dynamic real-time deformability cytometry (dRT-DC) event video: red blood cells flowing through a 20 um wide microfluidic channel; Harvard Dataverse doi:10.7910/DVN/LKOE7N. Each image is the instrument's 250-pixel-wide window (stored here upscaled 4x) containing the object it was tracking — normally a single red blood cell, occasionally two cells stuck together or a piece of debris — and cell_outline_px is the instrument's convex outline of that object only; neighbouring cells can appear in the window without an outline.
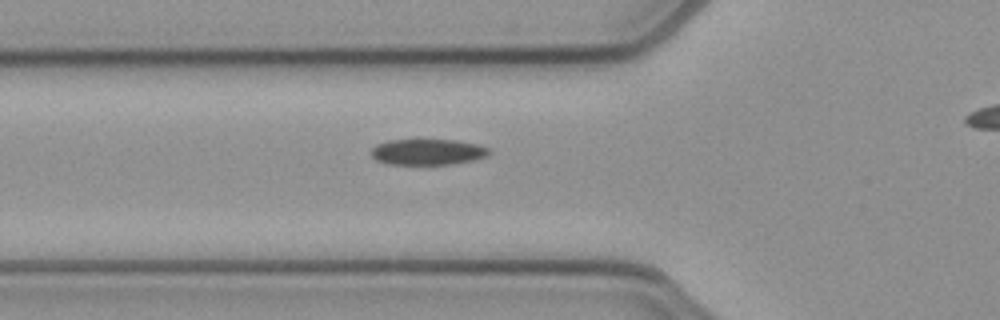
{"species": "common noctule bat (a hibernating species)", "species_latin": "Nyctalus noctula", "temperature_condition": "cold", "stored_images_in_passage": 29, "camera_frame_rate_fps": 3000, "um_per_image_px": 0.085, "animal": {"sex": "female", "body_mass_g": 21.9}, "frame": {"image": 1, "passage_image": 2, "time_ms": 0.333, "image_size_px": [1000, 320], "cell_outline_px": [[492, 152], [488, 156], [476, 160], [452, 164], [388, 164], [376, 160], [372, 156], [372, 148], [376, 144], [388, 140], [456, 140], [476, 144], [488, 148]], "centroid_in_image_um": [36.38, 12.92], "position_along_channel_um": 89.4, "area_um2": 17.86}}
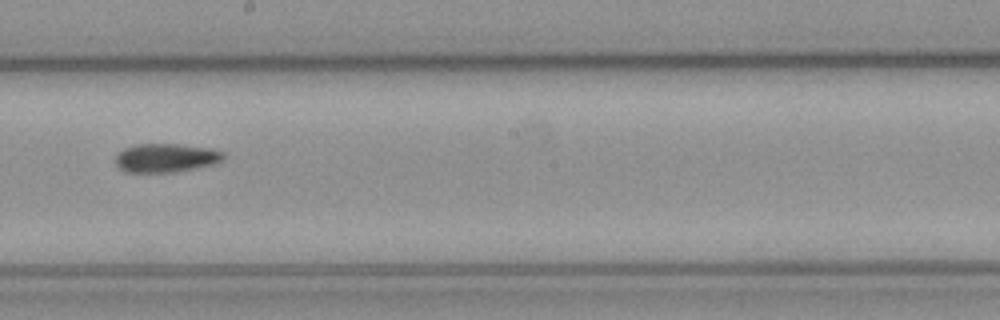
{"frame": {"image": 2, "passage_image": 13, "time_ms": 4.0, "image_size_px": [1000, 320], "cell_outline_px": [[224, 156], [216, 164], [172, 172], [124, 172], [116, 164], [116, 156], [124, 148], [136, 144], [176, 144], [208, 148], [224, 152]], "centroid_in_image_um": [14.08, 13.42], "position_along_channel_um": 234.1, "area_um2": 17.86}}
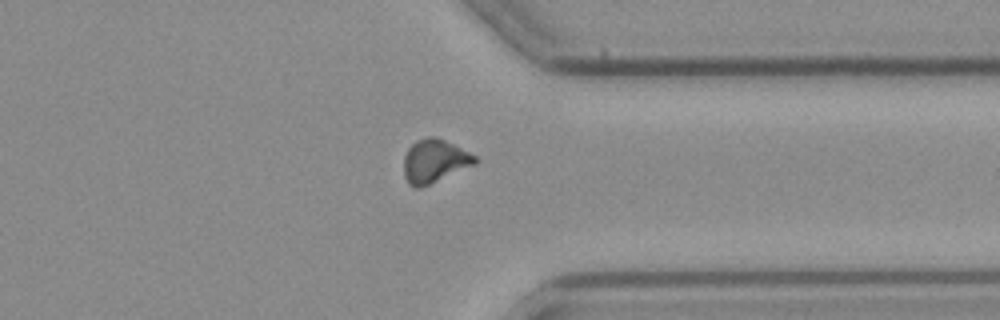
{"frame": {"image": 3, "passage_image": 24, "time_ms": 7.667, "image_size_px": [1000, 320], "cell_outline_px": [[480, 160], [476, 164], [420, 188], [416, 188], [408, 184], [404, 176], [404, 156], [408, 148], [416, 140], [428, 136], [432, 136], [444, 140], [476, 156]], "centroid_in_image_um": [36.92, 13.7], "position_along_channel_um": 374.5, "area_um2": 17.92}}